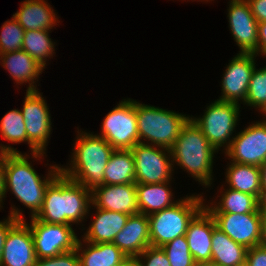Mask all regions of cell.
Segmentation results:
<instances>
[{
  "mask_svg": "<svg viewBox=\"0 0 266 266\" xmlns=\"http://www.w3.org/2000/svg\"><path fill=\"white\" fill-rule=\"evenodd\" d=\"M244 104L258 110L266 104V66L252 72Z\"/></svg>",
  "mask_w": 266,
  "mask_h": 266,
  "instance_id": "d6a6232c",
  "label": "cell"
},
{
  "mask_svg": "<svg viewBox=\"0 0 266 266\" xmlns=\"http://www.w3.org/2000/svg\"><path fill=\"white\" fill-rule=\"evenodd\" d=\"M100 136L114 149L130 150L139 143L135 100L119 102L101 123Z\"/></svg>",
  "mask_w": 266,
  "mask_h": 266,
  "instance_id": "9c48e42d",
  "label": "cell"
},
{
  "mask_svg": "<svg viewBox=\"0 0 266 266\" xmlns=\"http://www.w3.org/2000/svg\"><path fill=\"white\" fill-rule=\"evenodd\" d=\"M0 134L4 140L11 143H28L24 118L20 110L13 109L4 115L0 121Z\"/></svg>",
  "mask_w": 266,
  "mask_h": 266,
  "instance_id": "f546056e",
  "label": "cell"
},
{
  "mask_svg": "<svg viewBox=\"0 0 266 266\" xmlns=\"http://www.w3.org/2000/svg\"><path fill=\"white\" fill-rule=\"evenodd\" d=\"M120 266H140L138 262L135 260V258H129L127 261H125Z\"/></svg>",
  "mask_w": 266,
  "mask_h": 266,
  "instance_id": "7bdbcfd3",
  "label": "cell"
},
{
  "mask_svg": "<svg viewBox=\"0 0 266 266\" xmlns=\"http://www.w3.org/2000/svg\"><path fill=\"white\" fill-rule=\"evenodd\" d=\"M139 143L171 149L190 116L135 100ZM147 141V142H146ZM149 142V143H148Z\"/></svg>",
  "mask_w": 266,
  "mask_h": 266,
  "instance_id": "5b68a950",
  "label": "cell"
},
{
  "mask_svg": "<svg viewBox=\"0 0 266 266\" xmlns=\"http://www.w3.org/2000/svg\"><path fill=\"white\" fill-rule=\"evenodd\" d=\"M255 53H238L228 63L221 81L220 101L245 102L252 72L256 67Z\"/></svg>",
  "mask_w": 266,
  "mask_h": 266,
  "instance_id": "4fadbf2b",
  "label": "cell"
},
{
  "mask_svg": "<svg viewBox=\"0 0 266 266\" xmlns=\"http://www.w3.org/2000/svg\"><path fill=\"white\" fill-rule=\"evenodd\" d=\"M10 214L7 219L0 221V261L2 258L3 248L5 244L6 237L9 230L19 221L24 220L22 210H19L15 205H11Z\"/></svg>",
  "mask_w": 266,
  "mask_h": 266,
  "instance_id": "d590c367",
  "label": "cell"
},
{
  "mask_svg": "<svg viewBox=\"0 0 266 266\" xmlns=\"http://www.w3.org/2000/svg\"><path fill=\"white\" fill-rule=\"evenodd\" d=\"M135 183L134 156L131 150L114 149L104 171V185Z\"/></svg>",
  "mask_w": 266,
  "mask_h": 266,
  "instance_id": "83f0119b",
  "label": "cell"
},
{
  "mask_svg": "<svg viewBox=\"0 0 266 266\" xmlns=\"http://www.w3.org/2000/svg\"><path fill=\"white\" fill-rule=\"evenodd\" d=\"M135 260L140 266H171L161 247H147Z\"/></svg>",
  "mask_w": 266,
  "mask_h": 266,
  "instance_id": "836d02e7",
  "label": "cell"
},
{
  "mask_svg": "<svg viewBox=\"0 0 266 266\" xmlns=\"http://www.w3.org/2000/svg\"><path fill=\"white\" fill-rule=\"evenodd\" d=\"M69 166L61 168L67 178L93 190L104 184V171L114 148L100 135L77 131Z\"/></svg>",
  "mask_w": 266,
  "mask_h": 266,
  "instance_id": "3957f363",
  "label": "cell"
},
{
  "mask_svg": "<svg viewBox=\"0 0 266 266\" xmlns=\"http://www.w3.org/2000/svg\"><path fill=\"white\" fill-rule=\"evenodd\" d=\"M215 227V220L205 207L189 223L185 236L190 253L197 264L211 262V240Z\"/></svg>",
  "mask_w": 266,
  "mask_h": 266,
  "instance_id": "ac0fdd59",
  "label": "cell"
},
{
  "mask_svg": "<svg viewBox=\"0 0 266 266\" xmlns=\"http://www.w3.org/2000/svg\"><path fill=\"white\" fill-rule=\"evenodd\" d=\"M226 183L228 188L256 196L261 202V172L256 165L228 163Z\"/></svg>",
  "mask_w": 266,
  "mask_h": 266,
  "instance_id": "484cf974",
  "label": "cell"
},
{
  "mask_svg": "<svg viewBox=\"0 0 266 266\" xmlns=\"http://www.w3.org/2000/svg\"><path fill=\"white\" fill-rule=\"evenodd\" d=\"M20 111L24 118L31 157L39 160L46 154L52 131L50 110L40 91H26Z\"/></svg>",
  "mask_w": 266,
  "mask_h": 266,
  "instance_id": "ba28073f",
  "label": "cell"
},
{
  "mask_svg": "<svg viewBox=\"0 0 266 266\" xmlns=\"http://www.w3.org/2000/svg\"><path fill=\"white\" fill-rule=\"evenodd\" d=\"M129 258H136L150 243L149 219L147 215L136 213L129 215L123 229L113 242Z\"/></svg>",
  "mask_w": 266,
  "mask_h": 266,
  "instance_id": "d6986e66",
  "label": "cell"
},
{
  "mask_svg": "<svg viewBox=\"0 0 266 266\" xmlns=\"http://www.w3.org/2000/svg\"><path fill=\"white\" fill-rule=\"evenodd\" d=\"M261 172V205L266 206V161L260 166Z\"/></svg>",
  "mask_w": 266,
  "mask_h": 266,
  "instance_id": "60d3db41",
  "label": "cell"
},
{
  "mask_svg": "<svg viewBox=\"0 0 266 266\" xmlns=\"http://www.w3.org/2000/svg\"><path fill=\"white\" fill-rule=\"evenodd\" d=\"M171 266H196L185 235L179 236L162 247Z\"/></svg>",
  "mask_w": 266,
  "mask_h": 266,
  "instance_id": "1f68e13d",
  "label": "cell"
},
{
  "mask_svg": "<svg viewBox=\"0 0 266 266\" xmlns=\"http://www.w3.org/2000/svg\"><path fill=\"white\" fill-rule=\"evenodd\" d=\"M203 196L186 195L175 205L148 216L150 243L152 247H162L169 241L185 235L189 223L204 208Z\"/></svg>",
  "mask_w": 266,
  "mask_h": 266,
  "instance_id": "8992f818",
  "label": "cell"
},
{
  "mask_svg": "<svg viewBox=\"0 0 266 266\" xmlns=\"http://www.w3.org/2000/svg\"><path fill=\"white\" fill-rule=\"evenodd\" d=\"M211 262L221 266H239L246 262L248 248L233 241L215 227L212 233Z\"/></svg>",
  "mask_w": 266,
  "mask_h": 266,
  "instance_id": "4316f807",
  "label": "cell"
},
{
  "mask_svg": "<svg viewBox=\"0 0 266 266\" xmlns=\"http://www.w3.org/2000/svg\"><path fill=\"white\" fill-rule=\"evenodd\" d=\"M25 30L12 16L1 26L0 54L22 49Z\"/></svg>",
  "mask_w": 266,
  "mask_h": 266,
  "instance_id": "4dcf8cb0",
  "label": "cell"
},
{
  "mask_svg": "<svg viewBox=\"0 0 266 266\" xmlns=\"http://www.w3.org/2000/svg\"><path fill=\"white\" fill-rule=\"evenodd\" d=\"M169 183L171 182L158 184L136 183L139 213L149 216L179 202L180 199L176 201L172 199L174 195Z\"/></svg>",
  "mask_w": 266,
  "mask_h": 266,
  "instance_id": "cb8c5ba5",
  "label": "cell"
},
{
  "mask_svg": "<svg viewBox=\"0 0 266 266\" xmlns=\"http://www.w3.org/2000/svg\"><path fill=\"white\" fill-rule=\"evenodd\" d=\"M91 204L92 190L60 173L46 188L42 207L34 218L53 224H79L89 216Z\"/></svg>",
  "mask_w": 266,
  "mask_h": 266,
  "instance_id": "6da1fadb",
  "label": "cell"
},
{
  "mask_svg": "<svg viewBox=\"0 0 266 266\" xmlns=\"http://www.w3.org/2000/svg\"><path fill=\"white\" fill-rule=\"evenodd\" d=\"M29 156L21 152H5L4 198L10 190L24 206L30 208L32 218L41 209L46 188L61 173V168L58 165H51L47 177H42L44 178L42 180L33 165L29 163Z\"/></svg>",
  "mask_w": 266,
  "mask_h": 266,
  "instance_id": "7a4b0ae2",
  "label": "cell"
},
{
  "mask_svg": "<svg viewBox=\"0 0 266 266\" xmlns=\"http://www.w3.org/2000/svg\"><path fill=\"white\" fill-rule=\"evenodd\" d=\"M13 17L25 31L53 29L57 23V14L46 0H25Z\"/></svg>",
  "mask_w": 266,
  "mask_h": 266,
  "instance_id": "7402d4cb",
  "label": "cell"
},
{
  "mask_svg": "<svg viewBox=\"0 0 266 266\" xmlns=\"http://www.w3.org/2000/svg\"><path fill=\"white\" fill-rule=\"evenodd\" d=\"M259 111L260 113L262 112V115L266 117V104Z\"/></svg>",
  "mask_w": 266,
  "mask_h": 266,
  "instance_id": "ee69618b",
  "label": "cell"
},
{
  "mask_svg": "<svg viewBox=\"0 0 266 266\" xmlns=\"http://www.w3.org/2000/svg\"><path fill=\"white\" fill-rule=\"evenodd\" d=\"M92 207L97 210L91 225L83 235V241L90 243H111L115 236L125 226L129 215L122 212H113L97 208L93 203Z\"/></svg>",
  "mask_w": 266,
  "mask_h": 266,
  "instance_id": "44dd1931",
  "label": "cell"
},
{
  "mask_svg": "<svg viewBox=\"0 0 266 266\" xmlns=\"http://www.w3.org/2000/svg\"><path fill=\"white\" fill-rule=\"evenodd\" d=\"M175 164L185 169L202 186L210 187L213 181V158L217 151L210 145L202 130L189 118L172 146Z\"/></svg>",
  "mask_w": 266,
  "mask_h": 266,
  "instance_id": "277c9868",
  "label": "cell"
},
{
  "mask_svg": "<svg viewBox=\"0 0 266 266\" xmlns=\"http://www.w3.org/2000/svg\"><path fill=\"white\" fill-rule=\"evenodd\" d=\"M210 214L215 220L216 227L236 243L242 244L247 248L260 244L262 212Z\"/></svg>",
  "mask_w": 266,
  "mask_h": 266,
  "instance_id": "5bb4252c",
  "label": "cell"
},
{
  "mask_svg": "<svg viewBox=\"0 0 266 266\" xmlns=\"http://www.w3.org/2000/svg\"><path fill=\"white\" fill-rule=\"evenodd\" d=\"M37 258H49L76 249L72 225L53 224L32 217L29 224Z\"/></svg>",
  "mask_w": 266,
  "mask_h": 266,
  "instance_id": "8fae6325",
  "label": "cell"
},
{
  "mask_svg": "<svg viewBox=\"0 0 266 266\" xmlns=\"http://www.w3.org/2000/svg\"><path fill=\"white\" fill-rule=\"evenodd\" d=\"M259 245L266 248V206L262 207L261 238Z\"/></svg>",
  "mask_w": 266,
  "mask_h": 266,
  "instance_id": "b9f144b4",
  "label": "cell"
},
{
  "mask_svg": "<svg viewBox=\"0 0 266 266\" xmlns=\"http://www.w3.org/2000/svg\"><path fill=\"white\" fill-rule=\"evenodd\" d=\"M5 152L6 153H19L16 148L10 145L0 144V209L3 207L4 199V181H5Z\"/></svg>",
  "mask_w": 266,
  "mask_h": 266,
  "instance_id": "74e56055",
  "label": "cell"
},
{
  "mask_svg": "<svg viewBox=\"0 0 266 266\" xmlns=\"http://www.w3.org/2000/svg\"><path fill=\"white\" fill-rule=\"evenodd\" d=\"M228 7L229 29L239 53H255L258 56V22L246 0H230Z\"/></svg>",
  "mask_w": 266,
  "mask_h": 266,
  "instance_id": "9a60e30c",
  "label": "cell"
},
{
  "mask_svg": "<svg viewBox=\"0 0 266 266\" xmlns=\"http://www.w3.org/2000/svg\"><path fill=\"white\" fill-rule=\"evenodd\" d=\"M240 104L215 100L206 107L202 117L190 119L202 130L210 145L218 152L229 148L233 132L238 125ZM193 117V118H192Z\"/></svg>",
  "mask_w": 266,
  "mask_h": 266,
  "instance_id": "52a82bcc",
  "label": "cell"
},
{
  "mask_svg": "<svg viewBox=\"0 0 266 266\" xmlns=\"http://www.w3.org/2000/svg\"><path fill=\"white\" fill-rule=\"evenodd\" d=\"M203 266H221V265H218V264H215L213 262H208V263H204L202 264Z\"/></svg>",
  "mask_w": 266,
  "mask_h": 266,
  "instance_id": "f6af8a7d",
  "label": "cell"
},
{
  "mask_svg": "<svg viewBox=\"0 0 266 266\" xmlns=\"http://www.w3.org/2000/svg\"><path fill=\"white\" fill-rule=\"evenodd\" d=\"M34 266H80L76 249L54 257L37 258Z\"/></svg>",
  "mask_w": 266,
  "mask_h": 266,
  "instance_id": "e575fe53",
  "label": "cell"
},
{
  "mask_svg": "<svg viewBox=\"0 0 266 266\" xmlns=\"http://www.w3.org/2000/svg\"><path fill=\"white\" fill-rule=\"evenodd\" d=\"M92 203L97 208L127 215L139 213L136 183L98 185L92 190Z\"/></svg>",
  "mask_w": 266,
  "mask_h": 266,
  "instance_id": "e0dca14e",
  "label": "cell"
},
{
  "mask_svg": "<svg viewBox=\"0 0 266 266\" xmlns=\"http://www.w3.org/2000/svg\"><path fill=\"white\" fill-rule=\"evenodd\" d=\"M19 220L6 237L0 266H34L37 260L31 228Z\"/></svg>",
  "mask_w": 266,
  "mask_h": 266,
  "instance_id": "2e32d148",
  "label": "cell"
},
{
  "mask_svg": "<svg viewBox=\"0 0 266 266\" xmlns=\"http://www.w3.org/2000/svg\"><path fill=\"white\" fill-rule=\"evenodd\" d=\"M134 156L135 183L158 184L172 181L171 150L137 143L131 149Z\"/></svg>",
  "mask_w": 266,
  "mask_h": 266,
  "instance_id": "30bf717a",
  "label": "cell"
},
{
  "mask_svg": "<svg viewBox=\"0 0 266 266\" xmlns=\"http://www.w3.org/2000/svg\"><path fill=\"white\" fill-rule=\"evenodd\" d=\"M239 266H248V265H247V263L245 262L244 264H242V265H239Z\"/></svg>",
  "mask_w": 266,
  "mask_h": 266,
  "instance_id": "bcb514c9",
  "label": "cell"
},
{
  "mask_svg": "<svg viewBox=\"0 0 266 266\" xmlns=\"http://www.w3.org/2000/svg\"><path fill=\"white\" fill-rule=\"evenodd\" d=\"M246 263L248 266H266V248L261 245L248 248Z\"/></svg>",
  "mask_w": 266,
  "mask_h": 266,
  "instance_id": "8d00e7d4",
  "label": "cell"
},
{
  "mask_svg": "<svg viewBox=\"0 0 266 266\" xmlns=\"http://www.w3.org/2000/svg\"><path fill=\"white\" fill-rule=\"evenodd\" d=\"M55 44L49 36V30L25 31L22 50L45 68L47 58L55 54Z\"/></svg>",
  "mask_w": 266,
  "mask_h": 266,
  "instance_id": "f1b7e54d",
  "label": "cell"
},
{
  "mask_svg": "<svg viewBox=\"0 0 266 266\" xmlns=\"http://www.w3.org/2000/svg\"><path fill=\"white\" fill-rule=\"evenodd\" d=\"M264 119L250 124L234 136L224 152L231 162L260 167L266 161V118Z\"/></svg>",
  "mask_w": 266,
  "mask_h": 266,
  "instance_id": "7c38bea8",
  "label": "cell"
},
{
  "mask_svg": "<svg viewBox=\"0 0 266 266\" xmlns=\"http://www.w3.org/2000/svg\"><path fill=\"white\" fill-rule=\"evenodd\" d=\"M0 63L4 70H8L10 77L15 80L16 84L28 83L26 91H38L37 83L39 75L44 71V67L33 59L27 52L22 49L14 52L0 54Z\"/></svg>",
  "mask_w": 266,
  "mask_h": 266,
  "instance_id": "ffe728a7",
  "label": "cell"
},
{
  "mask_svg": "<svg viewBox=\"0 0 266 266\" xmlns=\"http://www.w3.org/2000/svg\"><path fill=\"white\" fill-rule=\"evenodd\" d=\"M76 252L79 257L80 266H120L129 259L112 242L90 243L87 241L82 242L78 238Z\"/></svg>",
  "mask_w": 266,
  "mask_h": 266,
  "instance_id": "603a6c76",
  "label": "cell"
},
{
  "mask_svg": "<svg viewBox=\"0 0 266 266\" xmlns=\"http://www.w3.org/2000/svg\"><path fill=\"white\" fill-rule=\"evenodd\" d=\"M220 188H222L220 189L221 195L218 196L220 201L211 202V206L207 204L204 206L210 213L245 214L262 212L263 206L256 196L230 188L224 189L223 185ZM222 190L225 191L223 192Z\"/></svg>",
  "mask_w": 266,
  "mask_h": 266,
  "instance_id": "d4e9b609",
  "label": "cell"
},
{
  "mask_svg": "<svg viewBox=\"0 0 266 266\" xmlns=\"http://www.w3.org/2000/svg\"><path fill=\"white\" fill-rule=\"evenodd\" d=\"M258 23L266 22V0H246Z\"/></svg>",
  "mask_w": 266,
  "mask_h": 266,
  "instance_id": "f35d334b",
  "label": "cell"
},
{
  "mask_svg": "<svg viewBox=\"0 0 266 266\" xmlns=\"http://www.w3.org/2000/svg\"><path fill=\"white\" fill-rule=\"evenodd\" d=\"M258 56L266 57V22L258 23Z\"/></svg>",
  "mask_w": 266,
  "mask_h": 266,
  "instance_id": "ab89813d",
  "label": "cell"
}]
</instances>
